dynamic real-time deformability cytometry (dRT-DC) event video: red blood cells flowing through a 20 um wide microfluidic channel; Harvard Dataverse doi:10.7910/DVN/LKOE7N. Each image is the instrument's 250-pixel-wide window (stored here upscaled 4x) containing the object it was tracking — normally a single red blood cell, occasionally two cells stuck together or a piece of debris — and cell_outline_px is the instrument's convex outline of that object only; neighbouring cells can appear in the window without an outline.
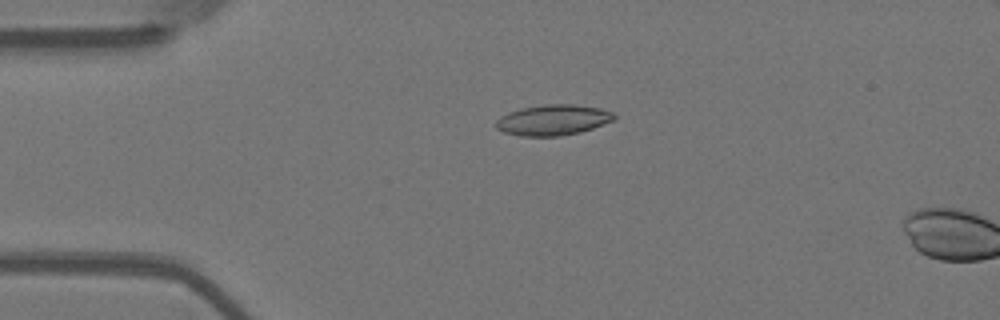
{"species": "Egyptian fruit bat (a non-hibernating species)", "species_latin": "Rousettus aegyptiacus", "temperature_condition": "warm", "stored_images_in_passage": 15, "camera_frame_rate_fps": 3000, "um_per_image_px": 0.085, "animal": {"sex": "female"}, "frame": {"image": 1, "passage_image": 13, "time_ms": 4.0, "image_size_px": [1000, 320], "cell_outline_px": [[616, 116], [612, 120], [592, 128], [580, 132], [560, 136], [520, 136], [504, 132], [496, 128], [496, 120], [500, 116], [508, 112], [520, 108], [548, 104], [572, 104], [600, 108], [612, 112]], "centroid_in_image_um": [46.96, 10.2], "position_along_channel_um": 38.0, "area_um2": 20.98}}